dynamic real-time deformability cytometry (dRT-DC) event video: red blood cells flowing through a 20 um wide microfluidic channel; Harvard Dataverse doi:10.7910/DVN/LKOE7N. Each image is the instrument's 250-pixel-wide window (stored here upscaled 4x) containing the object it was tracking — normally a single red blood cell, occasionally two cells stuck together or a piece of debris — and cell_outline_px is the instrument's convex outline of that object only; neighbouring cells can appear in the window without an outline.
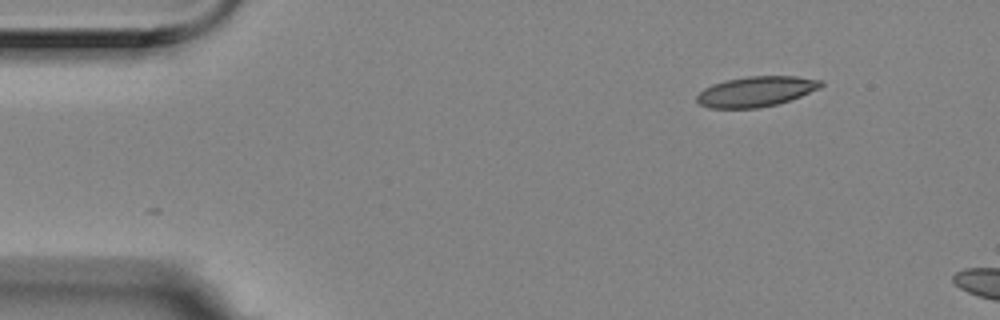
{"species": "Egyptian fruit bat (a non-hibernating species)", "species_latin": "Rousettus aegyptiacus", "temperature_condition": "room temperature", "stored_images_in_passage": 2, "camera_frame_rate_fps": 3000, "um_per_image_px": 0.085, "animal": {"sex": "female"}, "frame": {"image": 1, "passage_image": 2, "time_ms": 0.333, "image_size_px": [1000, 320], "cell_outline_px": [[824, 84], [820, 88], [800, 96], [776, 104], [760, 108], [708, 108], [700, 104], [696, 100], [696, 96], [704, 88], [712, 84], [728, 80], [748, 76], [796, 76], [824, 80]], "centroid_in_image_um": [64.27, 7.77], "position_along_channel_um": 20.7, "area_um2": 21.85}}